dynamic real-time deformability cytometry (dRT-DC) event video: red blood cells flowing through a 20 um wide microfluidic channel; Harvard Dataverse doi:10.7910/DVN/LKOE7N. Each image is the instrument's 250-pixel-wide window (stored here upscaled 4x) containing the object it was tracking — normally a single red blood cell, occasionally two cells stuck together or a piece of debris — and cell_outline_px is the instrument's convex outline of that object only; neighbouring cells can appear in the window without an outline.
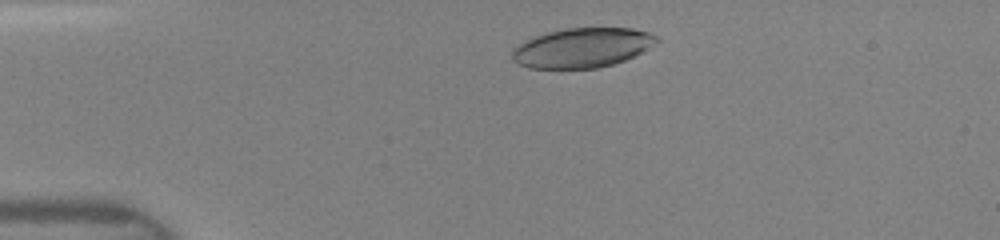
{"species": "human", "species_latin": "Homo sapiens", "temperature_condition": "room temperature", "stored_images_in_passage": 45, "camera_frame_rate_fps": 3000, "um_per_image_px": 0.085, "donor": {"sex": "female"}, "frame": {"image": 1, "passage_image": 3, "time_ms": 0.667, "image_size_px": [1000, 240], "cell_outline_px": [[660, 40], [644, 52], [624, 60], [612, 64], [596, 68], [528, 68], [512, 60], [512, 48], [532, 36], [564, 28], [632, 28], [648, 32], [656, 36]], "centroid_in_image_um": [49.48, 4.05], "position_along_channel_um": 35.5, "area_um2": 33.47}}
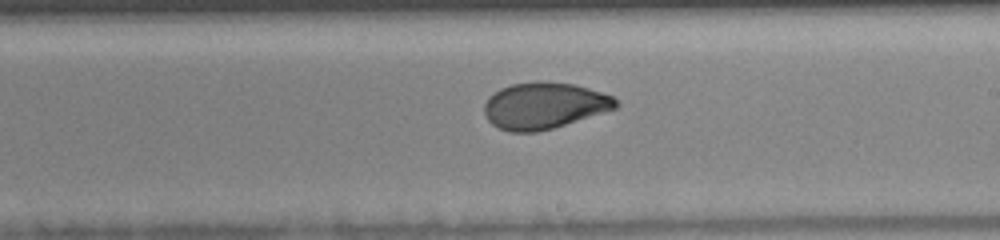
{"frame": {"image": 2, "passage_image": 24, "time_ms": 6.667, "image_size_px": [1000, 240], "cell_outline_px": [[620, 104], [616, 108], [552, 128], [536, 132], [508, 132], [492, 124], [488, 120], [484, 112], [484, 104], [488, 96], [500, 88], [512, 84], [572, 84], [588, 88], [612, 96]], "centroid_in_image_um": [46.22, 9.02], "position_along_channel_um": 242.8, "area_um2": 34.62}}
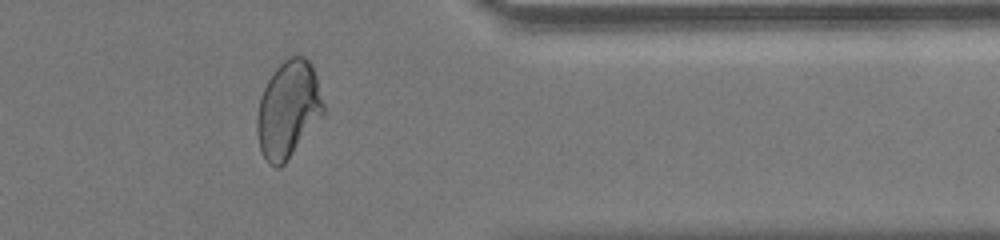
{"frame": {"image": 3, "passage_image": 37, "time_ms": 10.333, "image_size_px": [1000, 240], "cell_outline_px": [[324, 116], [284, 164], [280, 168], [276, 168], [268, 164], [260, 148], [256, 132], [256, 116], [260, 96], [268, 80], [276, 68], [288, 56], [304, 56], [312, 64], [316, 76], [324, 104]], "centroid_in_image_um": [24.5, 9.32], "position_along_channel_um": 386.9, "area_um2": 37.8}}